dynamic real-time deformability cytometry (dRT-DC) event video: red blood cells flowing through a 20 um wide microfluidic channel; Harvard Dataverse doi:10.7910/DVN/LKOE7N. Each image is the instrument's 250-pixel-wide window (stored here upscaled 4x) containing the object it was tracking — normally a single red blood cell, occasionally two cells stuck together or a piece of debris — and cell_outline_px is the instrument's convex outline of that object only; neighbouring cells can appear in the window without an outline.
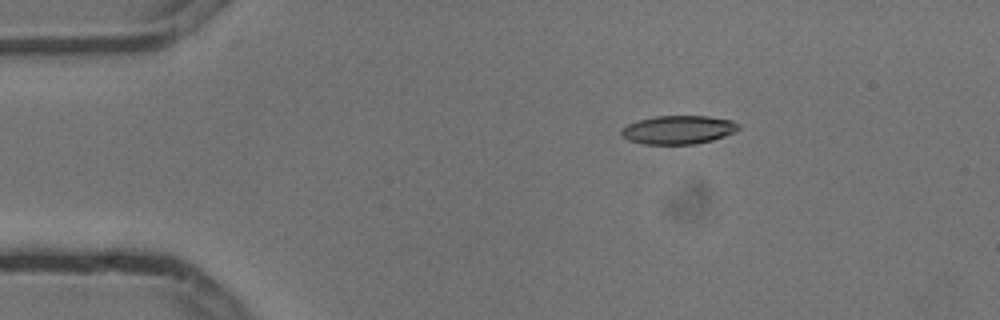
{"species": "common noctule bat (a hibernating species)", "species_latin": "Nyctalus noctula", "temperature_condition": "cold", "stored_images_in_passage": 4, "camera_frame_rate_fps": 3000, "um_per_image_px": 0.085, "animal": {"sex": "male", "body_mass_g": 13.3}, "frame": {"image": 1, "passage_image": 3, "time_ms": 0.667, "image_size_px": [1000, 320], "cell_outline_px": [[740, 128], [736, 132], [712, 140], [696, 144], [644, 144], [628, 140], [620, 136], [620, 128], [628, 124], [640, 120], [656, 116], [708, 116], [732, 120], [740, 124]], "centroid_in_image_um": [57.66, 11.03], "position_along_channel_um": 27.3, "area_um2": 19.65}}